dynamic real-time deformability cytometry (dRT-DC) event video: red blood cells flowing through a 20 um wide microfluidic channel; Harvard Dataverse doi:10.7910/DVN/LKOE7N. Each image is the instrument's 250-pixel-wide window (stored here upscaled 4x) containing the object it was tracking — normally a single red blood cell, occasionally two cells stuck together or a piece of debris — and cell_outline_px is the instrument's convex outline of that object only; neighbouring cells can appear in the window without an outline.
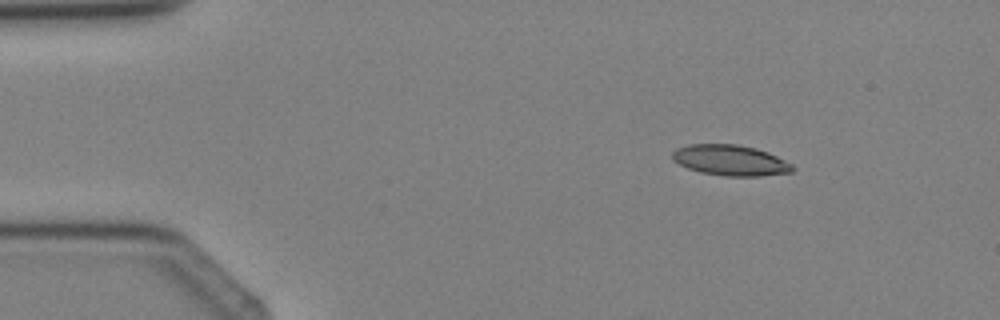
{"species": "Egyptian fruit bat (a non-hibernating species)", "species_latin": "Rousettus aegyptiacus", "temperature_condition": "cold", "stored_images_in_passage": 3, "camera_frame_rate_fps": 3000, "um_per_image_px": 0.085, "animal": {"sex": "female"}, "frame": {"image": 1, "passage_image": 1, "time_ms": 0.0, "image_size_px": [1000, 320], "cell_outline_px": [[796, 168], [792, 172], [760, 176], [724, 176], [700, 172], [688, 168], [672, 160], [672, 152], [676, 148], [688, 144], [736, 144], [756, 148], [768, 152], [792, 164]], "centroid_in_image_um": [62.08, 13.62], "position_along_channel_um": 22.9, "area_um2": 21.56}}
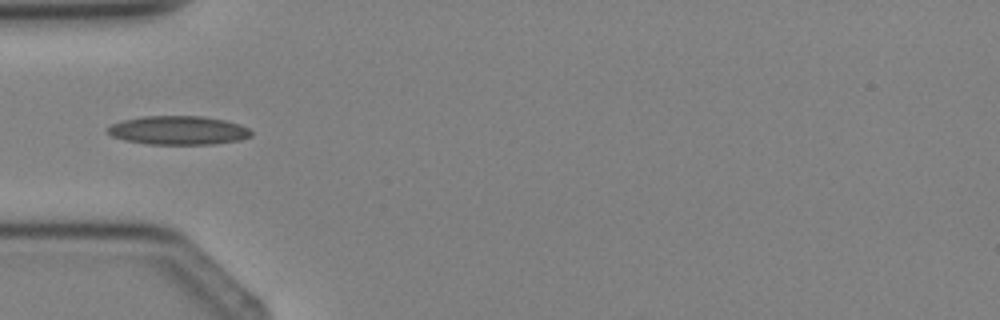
{"frame": {"image": 2, "passage_image": 3, "time_ms": 2.333, "image_size_px": [1000, 320], "cell_outline_px": [[252, 136], [240, 140], [216, 144], [148, 144], [124, 140], [112, 136], [108, 132], [108, 128], [112, 124], [120, 120], [140, 116], [204, 116], [224, 120], [240, 124], [248, 128], [252, 132]], "centroid_in_image_um": [15.17, 11.07], "position_along_channel_um": 69.8, "area_um2": 24.22}}